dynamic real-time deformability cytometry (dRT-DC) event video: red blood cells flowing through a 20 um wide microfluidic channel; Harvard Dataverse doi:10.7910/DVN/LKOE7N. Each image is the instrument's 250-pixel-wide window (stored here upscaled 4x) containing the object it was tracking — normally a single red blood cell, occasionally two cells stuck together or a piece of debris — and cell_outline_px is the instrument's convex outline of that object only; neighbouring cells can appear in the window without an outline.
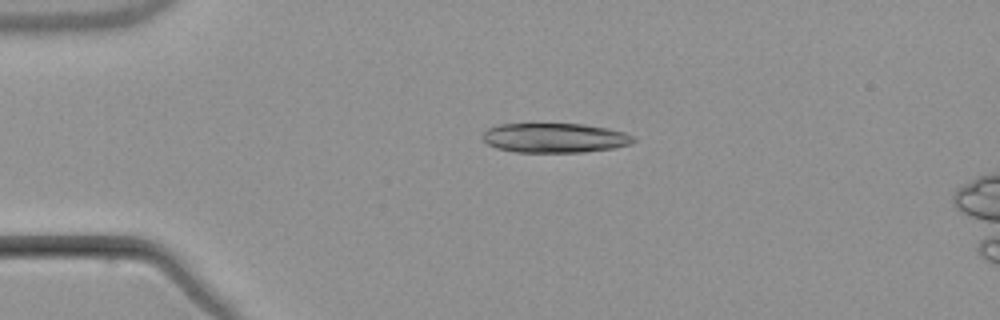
{"species": "common noctule bat (a hibernating species)", "species_latin": "Nyctalus noctula", "temperature_condition": "warm", "stored_images_in_passage": 6, "camera_frame_rate_fps": 3000, "um_per_image_px": 0.085, "animal": {"sex": "male", "body_mass_g": 21.5, "forearm_length_mm": 52.0}, "frame": {"image": 1, "passage_image": 4, "time_ms": 3.667, "image_size_px": [1000, 320], "cell_outline_px": [[636, 140], [632, 144], [612, 148], [584, 152], [516, 152], [496, 148], [488, 144], [484, 140], [484, 132], [488, 128], [500, 124], [584, 124], [608, 128], [624, 132], [636, 136]], "centroid_in_image_um": [47.2, 11.72], "position_along_channel_um": 37.8, "area_um2": 26.01}}